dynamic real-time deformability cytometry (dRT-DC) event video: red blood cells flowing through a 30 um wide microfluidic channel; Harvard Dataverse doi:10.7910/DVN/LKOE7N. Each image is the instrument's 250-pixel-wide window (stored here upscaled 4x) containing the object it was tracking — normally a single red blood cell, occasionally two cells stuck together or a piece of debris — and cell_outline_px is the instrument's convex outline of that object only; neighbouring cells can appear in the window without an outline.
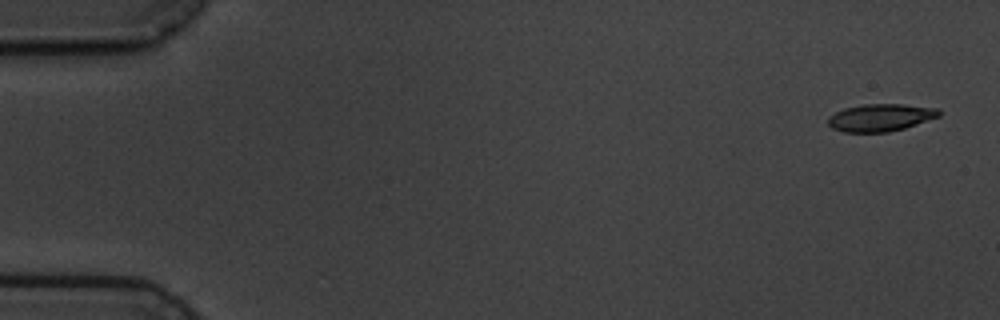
{"species": "common noctule bat (a hibernating species)", "species_latin": "Nyctalus noctula", "temperature_condition": "cold", "stored_images_in_passage": 6, "camera_frame_rate_fps": 3000, "um_per_image_px": 0.085, "animal": {"sex": "male", "body_mass_g": 19.5, "forearm_length_mm": 54.6}, "frame": {"image": 1, "passage_image": 1, "time_ms": 0.0, "image_size_px": [1000, 320], "cell_outline_px": [[940, 116], [904, 128], [888, 132], [844, 132], [832, 128], [828, 124], [828, 116], [844, 108], [864, 104], [904, 104], [940, 108]], "centroid_in_image_um": [74.85, 9.98], "position_along_channel_um": 10.2, "area_um2": 17.74}}
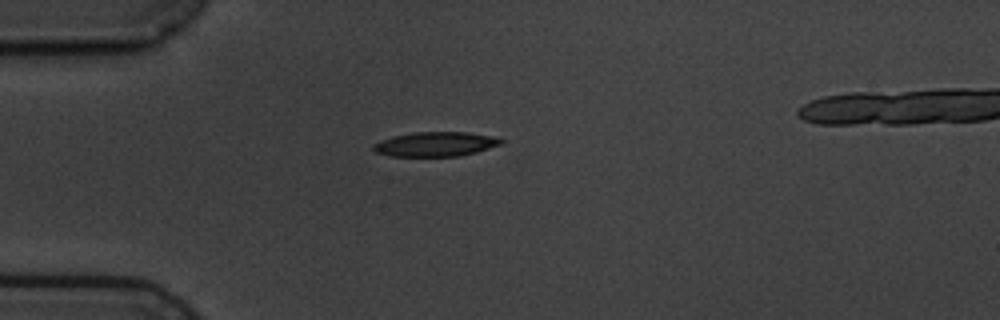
{"frame": {"image": 2, "passage_image": 5, "time_ms": 4.333, "image_size_px": [1000, 320], "cell_outline_px": [[504, 144], [476, 152], [460, 156], [392, 156], [376, 152], [372, 148], [372, 144], [380, 140], [392, 136], [412, 132], [468, 132], [500, 136], [504, 140]], "centroid_in_image_um": [37.09, 12.24], "position_along_channel_um": 47.9, "area_um2": 18.61}}